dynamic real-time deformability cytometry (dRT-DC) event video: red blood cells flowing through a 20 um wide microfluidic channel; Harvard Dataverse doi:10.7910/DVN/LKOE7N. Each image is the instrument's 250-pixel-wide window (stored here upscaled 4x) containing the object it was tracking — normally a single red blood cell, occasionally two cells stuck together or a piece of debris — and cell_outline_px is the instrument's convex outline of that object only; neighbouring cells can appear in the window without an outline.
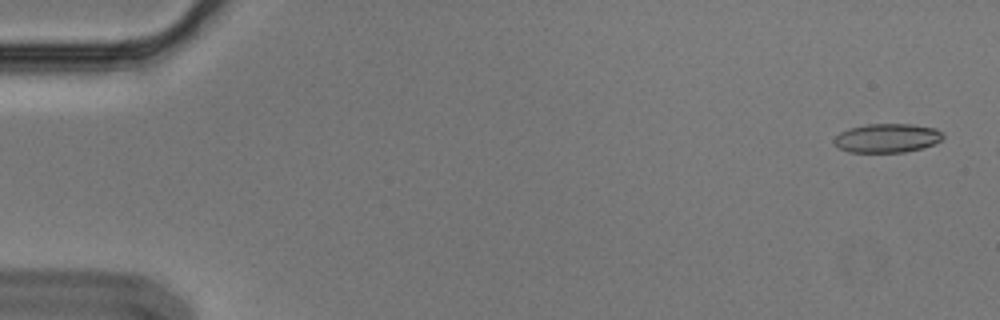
{"species": "Egyptian fruit bat (a non-hibernating species)", "species_latin": "Rousettus aegyptiacus", "temperature_condition": "cold", "stored_images_in_passage": 3, "camera_frame_rate_fps": 3000, "um_per_image_px": 0.085, "animal": {"sex": "male"}, "frame": {"image": 1, "passage_image": 1, "time_ms": 0.0, "image_size_px": [1000, 320], "cell_outline_px": [[944, 136], [940, 140], [932, 144], [920, 148], [904, 152], [848, 152], [840, 148], [832, 140], [840, 132], [848, 128], [868, 124], [912, 124], [936, 128]], "centroid_in_image_um": [75.37, 11.73], "position_along_channel_um": 9.6, "area_um2": 18.21}}